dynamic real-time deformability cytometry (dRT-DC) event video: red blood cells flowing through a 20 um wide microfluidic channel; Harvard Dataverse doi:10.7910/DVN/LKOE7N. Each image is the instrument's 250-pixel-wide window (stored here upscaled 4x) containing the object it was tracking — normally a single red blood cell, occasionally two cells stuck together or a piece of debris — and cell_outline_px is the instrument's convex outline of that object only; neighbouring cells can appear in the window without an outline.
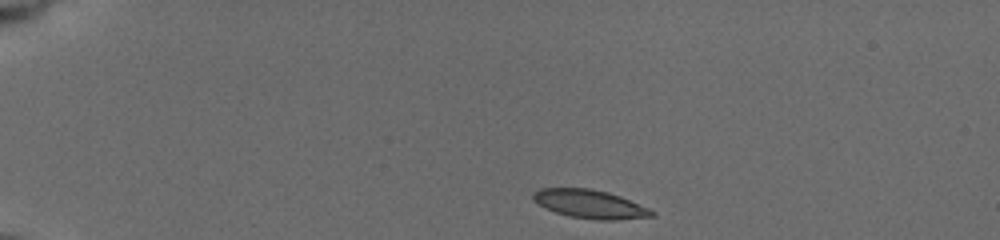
{"species": "common noctule bat (a hibernating species)", "species_latin": "Nyctalus noctula", "temperature_condition": "cold", "stored_images_in_passage": 45, "camera_frame_rate_fps": 3000, "um_per_image_px": 0.085, "animal": {"sex": "female", "body_mass_g": 19.5, "forearm_length_mm": 54.1}, "frame": {"image": 1, "passage_image": 1, "time_ms": 0.0, "image_size_px": [1000, 240], "cell_outline_px": [[656, 216], [616, 220], [596, 220], [568, 216], [544, 208], [532, 200], [532, 192], [540, 188], [588, 188], [608, 192], [620, 196], [648, 208], [656, 212]], "centroid_in_image_um": [50.12, 17.35], "position_along_channel_um": 34.9, "area_um2": 19.88}}
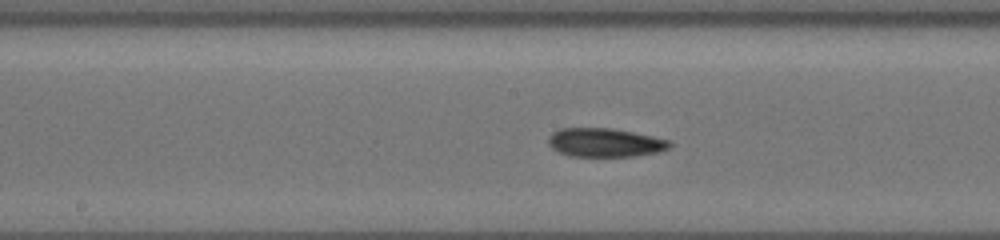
{"frame": {"image": 2, "passage_image": 20, "time_ms": 6.333, "image_size_px": [1000, 240], "cell_outline_px": [[672, 144], [668, 148], [660, 152], [636, 156], [568, 156], [552, 148], [548, 144], [548, 136], [552, 132], [560, 128], [608, 128], [632, 132], [652, 136], [668, 140]], "centroid_in_image_um": [51.4, 12.12], "position_along_channel_um": 196.8, "area_um2": 20.29}}
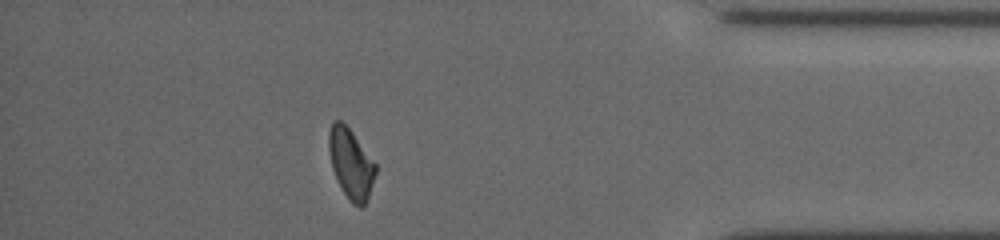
{"frame": {"image": 3, "passage_image": 39, "time_ms": 12.667, "image_size_px": [1000, 240], "cell_outline_px": [[376, 172], [368, 196], [364, 204], [360, 208], [352, 204], [348, 200], [336, 180], [332, 168], [328, 148], [328, 132], [332, 124], [336, 120], [340, 120], [352, 132], [376, 164]], "centroid_in_image_um": [29.8, 13.93], "position_along_channel_um": 405.4, "area_um2": 18.9}, "authors_computed_cell_mechanics": {"area_um2": 19.5942, "velocity_mm_per_s": 3.7472, "shape_relaxation_time_tau1_ms": null, "shape_relaxation_time_tau2_ms": 3.9513, "deformation_change_tau1": null, "deformation_change_tau2": 0.1179}}